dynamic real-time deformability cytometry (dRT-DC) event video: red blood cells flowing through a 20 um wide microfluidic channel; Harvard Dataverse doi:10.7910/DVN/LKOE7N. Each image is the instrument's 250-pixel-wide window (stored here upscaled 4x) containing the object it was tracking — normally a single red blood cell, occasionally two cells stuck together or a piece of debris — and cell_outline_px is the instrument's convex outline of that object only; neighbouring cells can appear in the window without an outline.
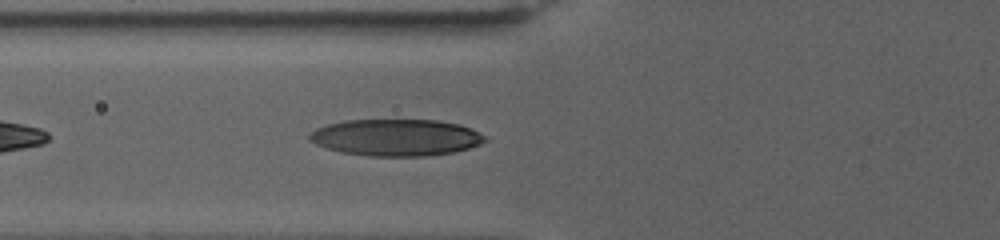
{"species": "human", "species_latin": "Homo sapiens", "temperature_condition": "warm", "stored_images_in_passage": 25, "camera_frame_rate_fps": 3000, "um_per_image_px": 0.085, "donor": {"sex": "female"}, "frame": {"image": 1, "passage_image": 7, "time_ms": 2.0, "image_size_px": [1000, 240], "cell_outline_px": [[488, 140], [480, 144], [468, 148], [452, 152], [424, 156], [368, 156], [340, 152], [316, 144], [308, 140], [308, 136], [316, 128], [328, 124], [344, 120], [436, 120], [460, 124], [472, 128], [488, 136]], "centroid_in_image_um": [33.69, 11.68], "position_along_channel_um": 92.1, "area_um2": 37.74}}
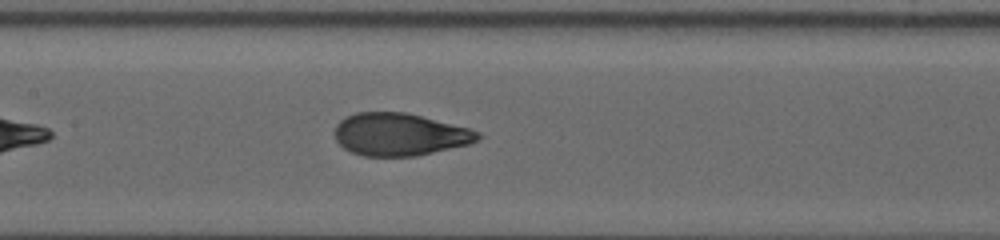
{"frame": {"image": 2, "passage_image": 16, "time_ms": 5.0, "image_size_px": [1000, 240], "cell_outline_px": [[484, 136], [480, 140], [468, 144], [416, 156], [360, 156], [344, 148], [336, 140], [336, 124], [344, 116], [356, 112], [404, 112], [472, 128], [480, 132]], "centroid_in_image_um": [34.0, 11.42], "position_along_channel_um": 173.4, "area_um2": 35.66}}
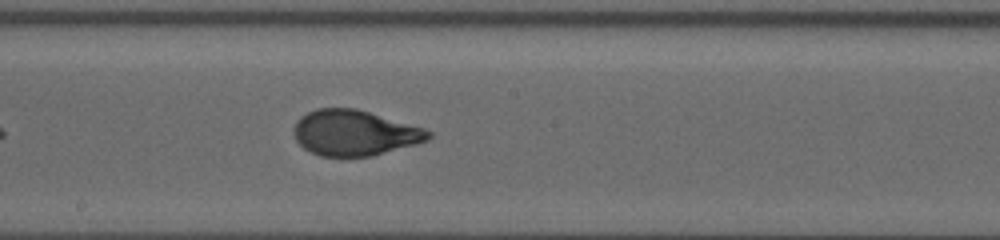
{"frame": {"image": 3, "passage_image": 21, "time_ms": 6.667, "image_size_px": [1000, 240], "cell_outline_px": [[432, 136], [428, 140], [416, 144], [372, 156], [320, 156], [304, 148], [296, 140], [296, 120], [300, 116], [316, 108], [356, 108], [424, 128], [432, 132]], "centroid_in_image_um": [30.16, 11.29], "position_along_channel_um": 218.0, "area_um2": 35.43}}